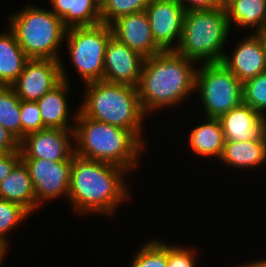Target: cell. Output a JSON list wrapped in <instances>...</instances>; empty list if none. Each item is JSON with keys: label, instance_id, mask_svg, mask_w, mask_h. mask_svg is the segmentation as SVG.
I'll return each mask as SVG.
<instances>
[{"label": "cell", "instance_id": "6", "mask_svg": "<svg viewBox=\"0 0 266 267\" xmlns=\"http://www.w3.org/2000/svg\"><path fill=\"white\" fill-rule=\"evenodd\" d=\"M9 17V28L29 59L60 60L67 28L51 10L27 4Z\"/></svg>", "mask_w": 266, "mask_h": 267}, {"label": "cell", "instance_id": "17", "mask_svg": "<svg viewBox=\"0 0 266 267\" xmlns=\"http://www.w3.org/2000/svg\"><path fill=\"white\" fill-rule=\"evenodd\" d=\"M60 63L62 81L37 100L36 103L41 112L44 129L74 130L75 124L69 125L70 110L67 100L68 93L70 92L69 78L68 74H66L67 72H65L62 59H60Z\"/></svg>", "mask_w": 266, "mask_h": 267}, {"label": "cell", "instance_id": "9", "mask_svg": "<svg viewBox=\"0 0 266 267\" xmlns=\"http://www.w3.org/2000/svg\"><path fill=\"white\" fill-rule=\"evenodd\" d=\"M21 160L29 171L37 207L46 200L48 202L60 197L68 199L73 159L57 162L44 159Z\"/></svg>", "mask_w": 266, "mask_h": 267}, {"label": "cell", "instance_id": "29", "mask_svg": "<svg viewBox=\"0 0 266 267\" xmlns=\"http://www.w3.org/2000/svg\"><path fill=\"white\" fill-rule=\"evenodd\" d=\"M20 118H21V141L26 135L44 129V124L41 118V112L39 110L38 104L35 101L21 100Z\"/></svg>", "mask_w": 266, "mask_h": 267}, {"label": "cell", "instance_id": "35", "mask_svg": "<svg viewBox=\"0 0 266 267\" xmlns=\"http://www.w3.org/2000/svg\"><path fill=\"white\" fill-rule=\"evenodd\" d=\"M240 267H266V259L250 261L247 264L240 265Z\"/></svg>", "mask_w": 266, "mask_h": 267}, {"label": "cell", "instance_id": "10", "mask_svg": "<svg viewBox=\"0 0 266 267\" xmlns=\"http://www.w3.org/2000/svg\"><path fill=\"white\" fill-rule=\"evenodd\" d=\"M145 12L155 43L163 51H175L182 37L186 12L182 4L178 0H150Z\"/></svg>", "mask_w": 266, "mask_h": 267}, {"label": "cell", "instance_id": "5", "mask_svg": "<svg viewBox=\"0 0 266 267\" xmlns=\"http://www.w3.org/2000/svg\"><path fill=\"white\" fill-rule=\"evenodd\" d=\"M230 29L224 7L186 11L182 37L175 51L195 63L221 62Z\"/></svg>", "mask_w": 266, "mask_h": 267}, {"label": "cell", "instance_id": "13", "mask_svg": "<svg viewBox=\"0 0 266 267\" xmlns=\"http://www.w3.org/2000/svg\"><path fill=\"white\" fill-rule=\"evenodd\" d=\"M144 61L141 54L112 36L105 49L103 80L137 88Z\"/></svg>", "mask_w": 266, "mask_h": 267}, {"label": "cell", "instance_id": "19", "mask_svg": "<svg viewBox=\"0 0 266 267\" xmlns=\"http://www.w3.org/2000/svg\"><path fill=\"white\" fill-rule=\"evenodd\" d=\"M218 160L239 169L260 167L266 162V139L225 141L222 155Z\"/></svg>", "mask_w": 266, "mask_h": 267}, {"label": "cell", "instance_id": "7", "mask_svg": "<svg viewBox=\"0 0 266 267\" xmlns=\"http://www.w3.org/2000/svg\"><path fill=\"white\" fill-rule=\"evenodd\" d=\"M196 91L207 118H219L243 103V83L221 62L201 64L196 71Z\"/></svg>", "mask_w": 266, "mask_h": 267}, {"label": "cell", "instance_id": "25", "mask_svg": "<svg viewBox=\"0 0 266 267\" xmlns=\"http://www.w3.org/2000/svg\"><path fill=\"white\" fill-rule=\"evenodd\" d=\"M150 0H103L100 5L103 24L111 25L127 14L145 11Z\"/></svg>", "mask_w": 266, "mask_h": 267}, {"label": "cell", "instance_id": "14", "mask_svg": "<svg viewBox=\"0 0 266 267\" xmlns=\"http://www.w3.org/2000/svg\"><path fill=\"white\" fill-rule=\"evenodd\" d=\"M110 26L113 37L141 54L144 58L163 51L155 43L145 11L122 16Z\"/></svg>", "mask_w": 266, "mask_h": 267}, {"label": "cell", "instance_id": "23", "mask_svg": "<svg viewBox=\"0 0 266 267\" xmlns=\"http://www.w3.org/2000/svg\"><path fill=\"white\" fill-rule=\"evenodd\" d=\"M20 104L12 86L0 85V125L21 142Z\"/></svg>", "mask_w": 266, "mask_h": 267}, {"label": "cell", "instance_id": "21", "mask_svg": "<svg viewBox=\"0 0 266 267\" xmlns=\"http://www.w3.org/2000/svg\"><path fill=\"white\" fill-rule=\"evenodd\" d=\"M29 60L9 28L0 33V85L11 86Z\"/></svg>", "mask_w": 266, "mask_h": 267}, {"label": "cell", "instance_id": "30", "mask_svg": "<svg viewBox=\"0 0 266 267\" xmlns=\"http://www.w3.org/2000/svg\"><path fill=\"white\" fill-rule=\"evenodd\" d=\"M195 250L167 244V267H196Z\"/></svg>", "mask_w": 266, "mask_h": 267}, {"label": "cell", "instance_id": "28", "mask_svg": "<svg viewBox=\"0 0 266 267\" xmlns=\"http://www.w3.org/2000/svg\"><path fill=\"white\" fill-rule=\"evenodd\" d=\"M101 8L95 0H73L72 28L101 24Z\"/></svg>", "mask_w": 266, "mask_h": 267}, {"label": "cell", "instance_id": "12", "mask_svg": "<svg viewBox=\"0 0 266 267\" xmlns=\"http://www.w3.org/2000/svg\"><path fill=\"white\" fill-rule=\"evenodd\" d=\"M62 81L60 60L29 59L11 85L23 101H37Z\"/></svg>", "mask_w": 266, "mask_h": 267}, {"label": "cell", "instance_id": "1", "mask_svg": "<svg viewBox=\"0 0 266 267\" xmlns=\"http://www.w3.org/2000/svg\"><path fill=\"white\" fill-rule=\"evenodd\" d=\"M127 172L120 166L75 154L68 189L73 211L79 212V215L102 213L112 216L121 203L131 197L129 185L124 179Z\"/></svg>", "mask_w": 266, "mask_h": 267}, {"label": "cell", "instance_id": "11", "mask_svg": "<svg viewBox=\"0 0 266 267\" xmlns=\"http://www.w3.org/2000/svg\"><path fill=\"white\" fill-rule=\"evenodd\" d=\"M71 140L74 143V130L46 128L30 133L20 142L21 159H44L55 162L73 159L75 145Z\"/></svg>", "mask_w": 266, "mask_h": 267}, {"label": "cell", "instance_id": "27", "mask_svg": "<svg viewBox=\"0 0 266 267\" xmlns=\"http://www.w3.org/2000/svg\"><path fill=\"white\" fill-rule=\"evenodd\" d=\"M243 103L266 116V71L243 83Z\"/></svg>", "mask_w": 266, "mask_h": 267}, {"label": "cell", "instance_id": "22", "mask_svg": "<svg viewBox=\"0 0 266 267\" xmlns=\"http://www.w3.org/2000/svg\"><path fill=\"white\" fill-rule=\"evenodd\" d=\"M224 8L230 28L235 24L257 33L266 23V0H225Z\"/></svg>", "mask_w": 266, "mask_h": 267}, {"label": "cell", "instance_id": "2", "mask_svg": "<svg viewBox=\"0 0 266 267\" xmlns=\"http://www.w3.org/2000/svg\"><path fill=\"white\" fill-rule=\"evenodd\" d=\"M194 65V61L176 51H162L145 58L137 90L146 115L181 104L195 92Z\"/></svg>", "mask_w": 266, "mask_h": 267}, {"label": "cell", "instance_id": "18", "mask_svg": "<svg viewBox=\"0 0 266 267\" xmlns=\"http://www.w3.org/2000/svg\"><path fill=\"white\" fill-rule=\"evenodd\" d=\"M0 198L20 204L30 214L37 210L31 177L22 160L14 166L10 174L0 183Z\"/></svg>", "mask_w": 266, "mask_h": 267}, {"label": "cell", "instance_id": "38", "mask_svg": "<svg viewBox=\"0 0 266 267\" xmlns=\"http://www.w3.org/2000/svg\"><path fill=\"white\" fill-rule=\"evenodd\" d=\"M99 5L102 4L103 0H95Z\"/></svg>", "mask_w": 266, "mask_h": 267}, {"label": "cell", "instance_id": "4", "mask_svg": "<svg viewBox=\"0 0 266 267\" xmlns=\"http://www.w3.org/2000/svg\"><path fill=\"white\" fill-rule=\"evenodd\" d=\"M84 100L79 110L87 117L128 129L143 143L145 112L136 87L104 80L85 84Z\"/></svg>", "mask_w": 266, "mask_h": 267}, {"label": "cell", "instance_id": "33", "mask_svg": "<svg viewBox=\"0 0 266 267\" xmlns=\"http://www.w3.org/2000/svg\"><path fill=\"white\" fill-rule=\"evenodd\" d=\"M21 160V152L3 153L0 155V183L10 174Z\"/></svg>", "mask_w": 266, "mask_h": 267}, {"label": "cell", "instance_id": "37", "mask_svg": "<svg viewBox=\"0 0 266 267\" xmlns=\"http://www.w3.org/2000/svg\"><path fill=\"white\" fill-rule=\"evenodd\" d=\"M257 34L260 37L264 50L266 52V29L263 27L260 31L257 32Z\"/></svg>", "mask_w": 266, "mask_h": 267}, {"label": "cell", "instance_id": "3", "mask_svg": "<svg viewBox=\"0 0 266 267\" xmlns=\"http://www.w3.org/2000/svg\"><path fill=\"white\" fill-rule=\"evenodd\" d=\"M75 154L79 157L107 162L133 171L139 166L141 151L146 150L133 132L99 122L85 116L79 109L74 113Z\"/></svg>", "mask_w": 266, "mask_h": 267}, {"label": "cell", "instance_id": "26", "mask_svg": "<svg viewBox=\"0 0 266 267\" xmlns=\"http://www.w3.org/2000/svg\"><path fill=\"white\" fill-rule=\"evenodd\" d=\"M30 215L20 204L0 198V240L9 245L7 233L22 225Z\"/></svg>", "mask_w": 266, "mask_h": 267}, {"label": "cell", "instance_id": "15", "mask_svg": "<svg viewBox=\"0 0 266 267\" xmlns=\"http://www.w3.org/2000/svg\"><path fill=\"white\" fill-rule=\"evenodd\" d=\"M242 42L227 53L221 63L231 71L242 83L266 71V52L257 33H251Z\"/></svg>", "mask_w": 266, "mask_h": 267}, {"label": "cell", "instance_id": "24", "mask_svg": "<svg viewBox=\"0 0 266 267\" xmlns=\"http://www.w3.org/2000/svg\"><path fill=\"white\" fill-rule=\"evenodd\" d=\"M133 257L130 267H167V243L151 239Z\"/></svg>", "mask_w": 266, "mask_h": 267}, {"label": "cell", "instance_id": "20", "mask_svg": "<svg viewBox=\"0 0 266 267\" xmlns=\"http://www.w3.org/2000/svg\"><path fill=\"white\" fill-rule=\"evenodd\" d=\"M189 133L188 144L196 156L221 157L225 145L224 133L218 118H207Z\"/></svg>", "mask_w": 266, "mask_h": 267}, {"label": "cell", "instance_id": "8", "mask_svg": "<svg viewBox=\"0 0 266 267\" xmlns=\"http://www.w3.org/2000/svg\"><path fill=\"white\" fill-rule=\"evenodd\" d=\"M112 36L111 26L103 23L67 29L68 54L85 84L103 80L105 49Z\"/></svg>", "mask_w": 266, "mask_h": 267}, {"label": "cell", "instance_id": "36", "mask_svg": "<svg viewBox=\"0 0 266 267\" xmlns=\"http://www.w3.org/2000/svg\"><path fill=\"white\" fill-rule=\"evenodd\" d=\"M8 244L0 240V266L2 265V260L5 257V252L9 249Z\"/></svg>", "mask_w": 266, "mask_h": 267}, {"label": "cell", "instance_id": "32", "mask_svg": "<svg viewBox=\"0 0 266 267\" xmlns=\"http://www.w3.org/2000/svg\"><path fill=\"white\" fill-rule=\"evenodd\" d=\"M0 151L3 153L21 152L20 141L0 125Z\"/></svg>", "mask_w": 266, "mask_h": 267}, {"label": "cell", "instance_id": "34", "mask_svg": "<svg viewBox=\"0 0 266 267\" xmlns=\"http://www.w3.org/2000/svg\"><path fill=\"white\" fill-rule=\"evenodd\" d=\"M186 11L224 7L223 0H178Z\"/></svg>", "mask_w": 266, "mask_h": 267}, {"label": "cell", "instance_id": "31", "mask_svg": "<svg viewBox=\"0 0 266 267\" xmlns=\"http://www.w3.org/2000/svg\"><path fill=\"white\" fill-rule=\"evenodd\" d=\"M51 11L62 20L67 29L72 28V3L73 0H50Z\"/></svg>", "mask_w": 266, "mask_h": 267}, {"label": "cell", "instance_id": "16", "mask_svg": "<svg viewBox=\"0 0 266 267\" xmlns=\"http://www.w3.org/2000/svg\"><path fill=\"white\" fill-rule=\"evenodd\" d=\"M225 141L266 139V116L241 103L219 118Z\"/></svg>", "mask_w": 266, "mask_h": 267}]
</instances>
